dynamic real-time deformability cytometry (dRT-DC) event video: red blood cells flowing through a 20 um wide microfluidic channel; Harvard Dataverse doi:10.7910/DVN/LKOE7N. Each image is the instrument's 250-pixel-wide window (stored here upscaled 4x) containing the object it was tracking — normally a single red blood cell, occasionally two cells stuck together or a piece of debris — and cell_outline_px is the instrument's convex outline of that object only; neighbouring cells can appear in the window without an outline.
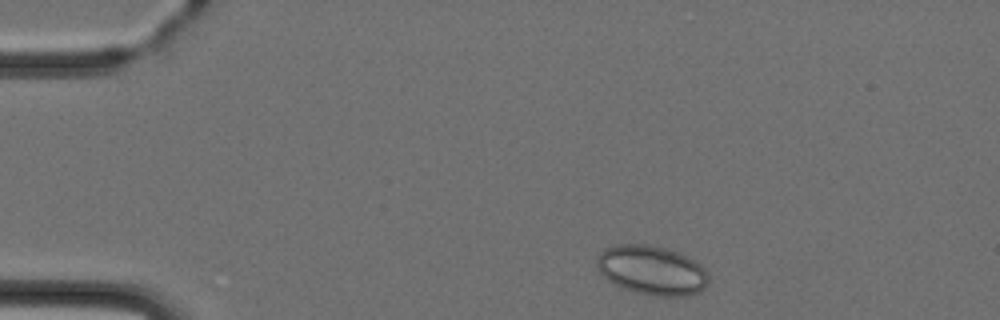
{"species": "Egyptian fruit bat (a non-hibernating species)", "species_latin": "Rousettus aegyptiacus", "temperature_condition": "cold", "stored_images_in_passage": 5, "camera_frame_rate_fps": 3000, "um_per_image_px": 0.085, "animal": {"sex": "female"}, "frame": {"image": 1, "passage_image": 1, "time_ms": 0.0, "image_size_px": [1000, 320], "cell_outline_px": [[708, 284], [700, 292], [688, 296], [656, 296], [636, 292], [616, 284], [608, 280], [600, 272], [596, 264], [596, 256], [604, 248], [616, 244], [648, 244], [668, 248], [680, 252], [688, 256], [700, 264], [708, 272]], "centroid_in_image_um": [55.43, 22.95], "position_along_channel_um": 29.6, "area_um2": 32.43}}
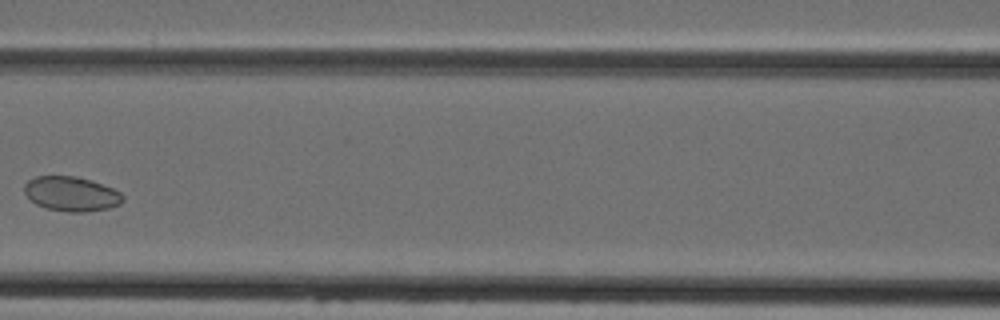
{"frame": {"image": 2, "passage_image": 5, "time_ms": 4.667, "image_size_px": [1000, 320], "cell_outline_px": [[124, 200], [120, 204], [108, 208], [88, 212], [68, 212], [48, 208], [36, 204], [24, 192], [24, 184], [28, 180], [36, 176], [76, 176], [92, 180], [112, 188], [120, 192], [124, 196]], "centroid_in_image_um": [6.08, 16.47], "position_along_channel_um": 160.5, "area_um2": 19.88}}